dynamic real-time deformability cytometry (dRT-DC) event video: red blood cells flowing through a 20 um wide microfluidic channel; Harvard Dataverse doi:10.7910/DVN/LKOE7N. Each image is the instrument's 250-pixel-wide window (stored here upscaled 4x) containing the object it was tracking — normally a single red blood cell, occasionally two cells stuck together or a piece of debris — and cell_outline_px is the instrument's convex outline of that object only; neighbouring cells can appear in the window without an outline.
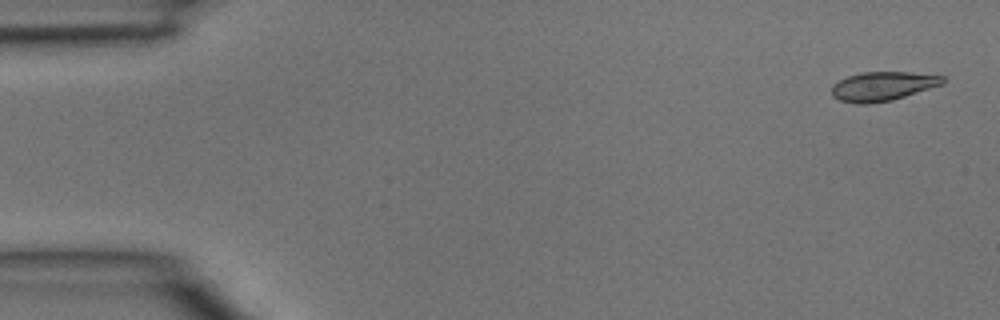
{"species": "common noctule bat (a hibernating species)", "species_latin": "Nyctalus noctula", "temperature_condition": "room temperature", "stored_images_in_passage": 4, "segment_of_instrument_passage": [1, 2], "camera_frame_rate_fps": 3000, "um_per_image_px": 0.085, "animal": {"sex": "male", "body_mass_g": 15.6}, "frame": {"image": 1, "passage_image": 1, "time_ms": 0.0, "image_size_px": [1000, 320], "cell_outline_px": [[948, 80], [944, 84], [892, 100], [868, 104], [856, 104], [840, 100], [832, 96], [832, 84], [848, 76], [860, 72], [908, 72], [944, 76]], "centroid_in_image_um": [75.05, 7.33], "position_along_channel_um": 10.0, "area_um2": 18.96}}